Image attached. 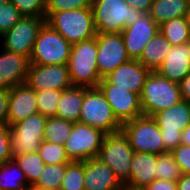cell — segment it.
Wrapping results in <instances>:
<instances>
[{
	"label": "cell",
	"mask_w": 190,
	"mask_h": 190,
	"mask_svg": "<svg viewBox=\"0 0 190 190\" xmlns=\"http://www.w3.org/2000/svg\"><path fill=\"white\" fill-rule=\"evenodd\" d=\"M46 23L72 45L97 35L91 7L46 11Z\"/></svg>",
	"instance_id": "6da1fadb"
},
{
	"label": "cell",
	"mask_w": 190,
	"mask_h": 190,
	"mask_svg": "<svg viewBox=\"0 0 190 190\" xmlns=\"http://www.w3.org/2000/svg\"><path fill=\"white\" fill-rule=\"evenodd\" d=\"M91 8L97 33H121L145 14L125 0H92Z\"/></svg>",
	"instance_id": "7a4b0ae2"
},
{
	"label": "cell",
	"mask_w": 190,
	"mask_h": 190,
	"mask_svg": "<svg viewBox=\"0 0 190 190\" xmlns=\"http://www.w3.org/2000/svg\"><path fill=\"white\" fill-rule=\"evenodd\" d=\"M97 53V35L72 45L67 64L72 86L98 87L102 78L97 69Z\"/></svg>",
	"instance_id": "3957f363"
},
{
	"label": "cell",
	"mask_w": 190,
	"mask_h": 190,
	"mask_svg": "<svg viewBox=\"0 0 190 190\" xmlns=\"http://www.w3.org/2000/svg\"><path fill=\"white\" fill-rule=\"evenodd\" d=\"M181 100L179 83L162 77L156 71L150 72L140 94L143 115L152 117Z\"/></svg>",
	"instance_id": "277c9868"
},
{
	"label": "cell",
	"mask_w": 190,
	"mask_h": 190,
	"mask_svg": "<svg viewBox=\"0 0 190 190\" xmlns=\"http://www.w3.org/2000/svg\"><path fill=\"white\" fill-rule=\"evenodd\" d=\"M134 150L122 130L106 134L96 158L105 163L125 186L130 180Z\"/></svg>",
	"instance_id": "5b68a950"
},
{
	"label": "cell",
	"mask_w": 190,
	"mask_h": 190,
	"mask_svg": "<svg viewBox=\"0 0 190 190\" xmlns=\"http://www.w3.org/2000/svg\"><path fill=\"white\" fill-rule=\"evenodd\" d=\"M79 122L100 129L106 134L120 131L122 126L98 87H84Z\"/></svg>",
	"instance_id": "8992f818"
},
{
	"label": "cell",
	"mask_w": 190,
	"mask_h": 190,
	"mask_svg": "<svg viewBox=\"0 0 190 190\" xmlns=\"http://www.w3.org/2000/svg\"><path fill=\"white\" fill-rule=\"evenodd\" d=\"M72 50L70 44L60 33L47 23L40 29L34 44L30 64L65 65L68 64Z\"/></svg>",
	"instance_id": "52a82bcc"
},
{
	"label": "cell",
	"mask_w": 190,
	"mask_h": 190,
	"mask_svg": "<svg viewBox=\"0 0 190 190\" xmlns=\"http://www.w3.org/2000/svg\"><path fill=\"white\" fill-rule=\"evenodd\" d=\"M121 130L128 137L134 152L164 153L160 128L152 117L142 115L126 121L122 123Z\"/></svg>",
	"instance_id": "ba28073f"
},
{
	"label": "cell",
	"mask_w": 190,
	"mask_h": 190,
	"mask_svg": "<svg viewBox=\"0 0 190 190\" xmlns=\"http://www.w3.org/2000/svg\"><path fill=\"white\" fill-rule=\"evenodd\" d=\"M47 118L37 112L10 127L12 159L17 155L38 152L40 144L44 140Z\"/></svg>",
	"instance_id": "9c48e42d"
},
{
	"label": "cell",
	"mask_w": 190,
	"mask_h": 190,
	"mask_svg": "<svg viewBox=\"0 0 190 190\" xmlns=\"http://www.w3.org/2000/svg\"><path fill=\"white\" fill-rule=\"evenodd\" d=\"M160 128L164 153L171 152L181 144V133L190 124V103H179L152 116Z\"/></svg>",
	"instance_id": "30bf717a"
},
{
	"label": "cell",
	"mask_w": 190,
	"mask_h": 190,
	"mask_svg": "<svg viewBox=\"0 0 190 190\" xmlns=\"http://www.w3.org/2000/svg\"><path fill=\"white\" fill-rule=\"evenodd\" d=\"M106 133L81 122L73 123L72 130L64 142L70 161H85L97 157Z\"/></svg>",
	"instance_id": "8fae6325"
},
{
	"label": "cell",
	"mask_w": 190,
	"mask_h": 190,
	"mask_svg": "<svg viewBox=\"0 0 190 190\" xmlns=\"http://www.w3.org/2000/svg\"><path fill=\"white\" fill-rule=\"evenodd\" d=\"M46 23V18L23 16L0 38L1 48L30 59L38 33Z\"/></svg>",
	"instance_id": "7c38bea8"
},
{
	"label": "cell",
	"mask_w": 190,
	"mask_h": 190,
	"mask_svg": "<svg viewBox=\"0 0 190 190\" xmlns=\"http://www.w3.org/2000/svg\"><path fill=\"white\" fill-rule=\"evenodd\" d=\"M96 63L101 78L130 60L121 33H97Z\"/></svg>",
	"instance_id": "4fadbf2b"
},
{
	"label": "cell",
	"mask_w": 190,
	"mask_h": 190,
	"mask_svg": "<svg viewBox=\"0 0 190 190\" xmlns=\"http://www.w3.org/2000/svg\"><path fill=\"white\" fill-rule=\"evenodd\" d=\"M98 88L104 94L114 116L121 124L143 115L138 94L115 88V85L110 84L105 78L101 79Z\"/></svg>",
	"instance_id": "5bb4252c"
},
{
	"label": "cell",
	"mask_w": 190,
	"mask_h": 190,
	"mask_svg": "<svg viewBox=\"0 0 190 190\" xmlns=\"http://www.w3.org/2000/svg\"><path fill=\"white\" fill-rule=\"evenodd\" d=\"M35 91L65 90L72 86L68 65L30 64L26 82Z\"/></svg>",
	"instance_id": "9a60e30c"
},
{
	"label": "cell",
	"mask_w": 190,
	"mask_h": 190,
	"mask_svg": "<svg viewBox=\"0 0 190 190\" xmlns=\"http://www.w3.org/2000/svg\"><path fill=\"white\" fill-rule=\"evenodd\" d=\"M158 32L159 24L148 13L142 15L133 25L126 26L121 35L129 58L139 60L145 46Z\"/></svg>",
	"instance_id": "2e32d148"
},
{
	"label": "cell",
	"mask_w": 190,
	"mask_h": 190,
	"mask_svg": "<svg viewBox=\"0 0 190 190\" xmlns=\"http://www.w3.org/2000/svg\"><path fill=\"white\" fill-rule=\"evenodd\" d=\"M151 70L138 60H132L119 65L113 72L104 77L115 88L132 91L140 96L143 86Z\"/></svg>",
	"instance_id": "e0dca14e"
},
{
	"label": "cell",
	"mask_w": 190,
	"mask_h": 190,
	"mask_svg": "<svg viewBox=\"0 0 190 190\" xmlns=\"http://www.w3.org/2000/svg\"><path fill=\"white\" fill-rule=\"evenodd\" d=\"M37 112L36 91L27 83L17 85L9 90L7 118L9 127Z\"/></svg>",
	"instance_id": "ac0fdd59"
},
{
	"label": "cell",
	"mask_w": 190,
	"mask_h": 190,
	"mask_svg": "<svg viewBox=\"0 0 190 190\" xmlns=\"http://www.w3.org/2000/svg\"><path fill=\"white\" fill-rule=\"evenodd\" d=\"M30 59L7 51L0 52V89H8L26 82Z\"/></svg>",
	"instance_id": "d6986e66"
},
{
	"label": "cell",
	"mask_w": 190,
	"mask_h": 190,
	"mask_svg": "<svg viewBox=\"0 0 190 190\" xmlns=\"http://www.w3.org/2000/svg\"><path fill=\"white\" fill-rule=\"evenodd\" d=\"M85 190H125L114 172L98 158L84 161Z\"/></svg>",
	"instance_id": "ffe728a7"
},
{
	"label": "cell",
	"mask_w": 190,
	"mask_h": 190,
	"mask_svg": "<svg viewBox=\"0 0 190 190\" xmlns=\"http://www.w3.org/2000/svg\"><path fill=\"white\" fill-rule=\"evenodd\" d=\"M156 72L170 81L179 83L190 73V43L171 46Z\"/></svg>",
	"instance_id": "44dd1931"
},
{
	"label": "cell",
	"mask_w": 190,
	"mask_h": 190,
	"mask_svg": "<svg viewBox=\"0 0 190 190\" xmlns=\"http://www.w3.org/2000/svg\"><path fill=\"white\" fill-rule=\"evenodd\" d=\"M157 155L152 153L134 152L131 163L130 180L125 190L144 189L156 179Z\"/></svg>",
	"instance_id": "7402d4cb"
},
{
	"label": "cell",
	"mask_w": 190,
	"mask_h": 190,
	"mask_svg": "<svg viewBox=\"0 0 190 190\" xmlns=\"http://www.w3.org/2000/svg\"><path fill=\"white\" fill-rule=\"evenodd\" d=\"M84 87L71 86L62 90L56 117L72 123L79 122Z\"/></svg>",
	"instance_id": "603a6c76"
},
{
	"label": "cell",
	"mask_w": 190,
	"mask_h": 190,
	"mask_svg": "<svg viewBox=\"0 0 190 190\" xmlns=\"http://www.w3.org/2000/svg\"><path fill=\"white\" fill-rule=\"evenodd\" d=\"M189 9L188 0H154L148 14L160 25L170 19L188 17Z\"/></svg>",
	"instance_id": "cb8c5ba5"
},
{
	"label": "cell",
	"mask_w": 190,
	"mask_h": 190,
	"mask_svg": "<svg viewBox=\"0 0 190 190\" xmlns=\"http://www.w3.org/2000/svg\"><path fill=\"white\" fill-rule=\"evenodd\" d=\"M171 46L170 42L159 31L145 46L138 61L151 71H156L167 56Z\"/></svg>",
	"instance_id": "d4e9b609"
},
{
	"label": "cell",
	"mask_w": 190,
	"mask_h": 190,
	"mask_svg": "<svg viewBox=\"0 0 190 190\" xmlns=\"http://www.w3.org/2000/svg\"><path fill=\"white\" fill-rule=\"evenodd\" d=\"M159 31L173 45H183L190 41V22L188 17L167 20L159 25Z\"/></svg>",
	"instance_id": "484cf974"
},
{
	"label": "cell",
	"mask_w": 190,
	"mask_h": 190,
	"mask_svg": "<svg viewBox=\"0 0 190 190\" xmlns=\"http://www.w3.org/2000/svg\"><path fill=\"white\" fill-rule=\"evenodd\" d=\"M30 185L14 159L0 165V190H26Z\"/></svg>",
	"instance_id": "4316f807"
},
{
	"label": "cell",
	"mask_w": 190,
	"mask_h": 190,
	"mask_svg": "<svg viewBox=\"0 0 190 190\" xmlns=\"http://www.w3.org/2000/svg\"><path fill=\"white\" fill-rule=\"evenodd\" d=\"M68 164H47L33 186L42 190H60Z\"/></svg>",
	"instance_id": "83f0119b"
},
{
	"label": "cell",
	"mask_w": 190,
	"mask_h": 190,
	"mask_svg": "<svg viewBox=\"0 0 190 190\" xmlns=\"http://www.w3.org/2000/svg\"><path fill=\"white\" fill-rule=\"evenodd\" d=\"M13 159L23 170L30 186H33L37 182L40 174L46 166L38 152L17 155Z\"/></svg>",
	"instance_id": "f1b7e54d"
},
{
	"label": "cell",
	"mask_w": 190,
	"mask_h": 190,
	"mask_svg": "<svg viewBox=\"0 0 190 190\" xmlns=\"http://www.w3.org/2000/svg\"><path fill=\"white\" fill-rule=\"evenodd\" d=\"M72 127V122L57 117H48L44 129V140L64 145Z\"/></svg>",
	"instance_id": "f546056e"
},
{
	"label": "cell",
	"mask_w": 190,
	"mask_h": 190,
	"mask_svg": "<svg viewBox=\"0 0 190 190\" xmlns=\"http://www.w3.org/2000/svg\"><path fill=\"white\" fill-rule=\"evenodd\" d=\"M60 190H85L84 161H71L67 165Z\"/></svg>",
	"instance_id": "4dcf8cb0"
},
{
	"label": "cell",
	"mask_w": 190,
	"mask_h": 190,
	"mask_svg": "<svg viewBox=\"0 0 190 190\" xmlns=\"http://www.w3.org/2000/svg\"><path fill=\"white\" fill-rule=\"evenodd\" d=\"M156 179L177 182L181 177V171L170 152L157 155Z\"/></svg>",
	"instance_id": "1f68e13d"
},
{
	"label": "cell",
	"mask_w": 190,
	"mask_h": 190,
	"mask_svg": "<svg viewBox=\"0 0 190 190\" xmlns=\"http://www.w3.org/2000/svg\"><path fill=\"white\" fill-rule=\"evenodd\" d=\"M62 91H36L38 112L46 117H56Z\"/></svg>",
	"instance_id": "d6a6232c"
},
{
	"label": "cell",
	"mask_w": 190,
	"mask_h": 190,
	"mask_svg": "<svg viewBox=\"0 0 190 190\" xmlns=\"http://www.w3.org/2000/svg\"><path fill=\"white\" fill-rule=\"evenodd\" d=\"M38 153L46 165L71 162L66 154L64 145L51 143L47 140L41 142Z\"/></svg>",
	"instance_id": "836d02e7"
},
{
	"label": "cell",
	"mask_w": 190,
	"mask_h": 190,
	"mask_svg": "<svg viewBox=\"0 0 190 190\" xmlns=\"http://www.w3.org/2000/svg\"><path fill=\"white\" fill-rule=\"evenodd\" d=\"M22 16L46 18V0H10Z\"/></svg>",
	"instance_id": "e575fe53"
},
{
	"label": "cell",
	"mask_w": 190,
	"mask_h": 190,
	"mask_svg": "<svg viewBox=\"0 0 190 190\" xmlns=\"http://www.w3.org/2000/svg\"><path fill=\"white\" fill-rule=\"evenodd\" d=\"M23 16L11 3L0 5V37L10 30Z\"/></svg>",
	"instance_id": "d590c367"
},
{
	"label": "cell",
	"mask_w": 190,
	"mask_h": 190,
	"mask_svg": "<svg viewBox=\"0 0 190 190\" xmlns=\"http://www.w3.org/2000/svg\"><path fill=\"white\" fill-rule=\"evenodd\" d=\"M91 5L92 0H46V11L76 10Z\"/></svg>",
	"instance_id": "8d00e7d4"
},
{
	"label": "cell",
	"mask_w": 190,
	"mask_h": 190,
	"mask_svg": "<svg viewBox=\"0 0 190 190\" xmlns=\"http://www.w3.org/2000/svg\"><path fill=\"white\" fill-rule=\"evenodd\" d=\"M170 153L178 164L181 174L190 175V145L180 144Z\"/></svg>",
	"instance_id": "74e56055"
},
{
	"label": "cell",
	"mask_w": 190,
	"mask_h": 190,
	"mask_svg": "<svg viewBox=\"0 0 190 190\" xmlns=\"http://www.w3.org/2000/svg\"><path fill=\"white\" fill-rule=\"evenodd\" d=\"M11 134L8 125H0V165L11 160Z\"/></svg>",
	"instance_id": "f35d334b"
},
{
	"label": "cell",
	"mask_w": 190,
	"mask_h": 190,
	"mask_svg": "<svg viewBox=\"0 0 190 190\" xmlns=\"http://www.w3.org/2000/svg\"><path fill=\"white\" fill-rule=\"evenodd\" d=\"M9 90L0 89V125H7Z\"/></svg>",
	"instance_id": "ab89813d"
},
{
	"label": "cell",
	"mask_w": 190,
	"mask_h": 190,
	"mask_svg": "<svg viewBox=\"0 0 190 190\" xmlns=\"http://www.w3.org/2000/svg\"><path fill=\"white\" fill-rule=\"evenodd\" d=\"M144 190H177V183L169 180L155 179Z\"/></svg>",
	"instance_id": "60d3db41"
},
{
	"label": "cell",
	"mask_w": 190,
	"mask_h": 190,
	"mask_svg": "<svg viewBox=\"0 0 190 190\" xmlns=\"http://www.w3.org/2000/svg\"><path fill=\"white\" fill-rule=\"evenodd\" d=\"M181 99L190 103V73L179 82Z\"/></svg>",
	"instance_id": "b9f144b4"
},
{
	"label": "cell",
	"mask_w": 190,
	"mask_h": 190,
	"mask_svg": "<svg viewBox=\"0 0 190 190\" xmlns=\"http://www.w3.org/2000/svg\"><path fill=\"white\" fill-rule=\"evenodd\" d=\"M135 10L148 13L154 0H125Z\"/></svg>",
	"instance_id": "7bdbcfd3"
},
{
	"label": "cell",
	"mask_w": 190,
	"mask_h": 190,
	"mask_svg": "<svg viewBox=\"0 0 190 190\" xmlns=\"http://www.w3.org/2000/svg\"><path fill=\"white\" fill-rule=\"evenodd\" d=\"M176 183L177 190H190V175L182 174Z\"/></svg>",
	"instance_id": "ee69618b"
},
{
	"label": "cell",
	"mask_w": 190,
	"mask_h": 190,
	"mask_svg": "<svg viewBox=\"0 0 190 190\" xmlns=\"http://www.w3.org/2000/svg\"><path fill=\"white\" fill-rule=\"evenodd\" d=\"M181 144L190 145V124L181 133Z\"/></svg>",
	"instance_id": "f6af8a7d"
},
{
	"label": "cell",
	"mask_w": 190,
	"mask_h": 190,
	"mask_svg": "<svg viewBox=\"0 0 190 190\" xmlns=\"http://www.w3.org/2000/svg\"><path fill=\"white\" fill-rule=\"evenodd\" d=\"M26 190H42V189H38V188H36V187H34V186H30V187L27 188Z\"/></svg>",
	"instance_id": "bcb514c9"
},
{
	"label": "cell",
	"mask_w": 190,
	"mask_h": 190,
	"mask_svg": "<svg viewBox=\"0 0 190 190\" xmlns=\"http://www.w3.org/2000/svg\"><path fill=\"white\" fill-rule=\"evenodd\" d=\"M7 2H10V0H0V5L4 4V3H7Z\"/></svg>",
	"instance_id": "7dc6e473"
},
{
	"label": "cell",
	"mask_w": 190,
	"mask_h": 190,
	"mask_svg": "<svg viewBox=\"0 0 190 190\" xmlns=\"http://www.w3.org/2000/svg\"><path fill=\"white\" fill-rule=\"evenodd\" d=\"M188 19H189V22H190V9H189V12H188Z\"/></svg>",
	"instance_id": "c3c4849f"
}]
</instances>
